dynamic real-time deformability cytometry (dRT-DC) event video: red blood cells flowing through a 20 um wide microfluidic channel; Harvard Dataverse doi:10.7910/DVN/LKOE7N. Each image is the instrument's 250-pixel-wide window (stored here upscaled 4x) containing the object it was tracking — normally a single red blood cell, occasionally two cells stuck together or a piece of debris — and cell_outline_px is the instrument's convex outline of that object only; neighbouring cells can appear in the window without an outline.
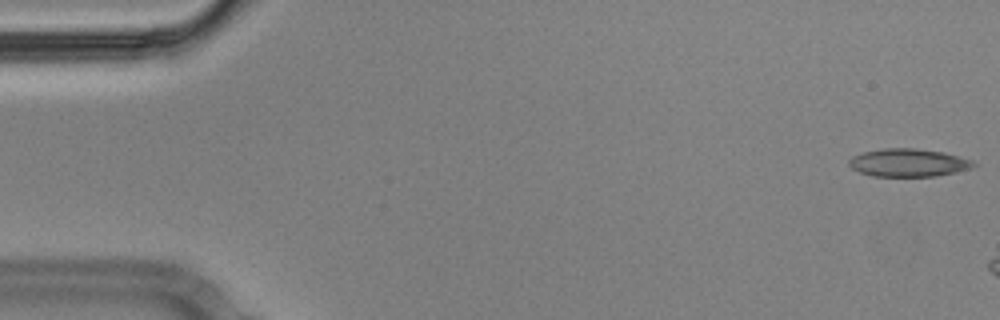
{"species": "Egyptian fruit bat (a non-hibernating species)", "species_latin": "Rousettus aegyptiacus", "temperature_condition": "cold", "stored_images_in_passage": 7, "camera_frame_rate_fps": 3000, "um_per_image_px": 0.085, "animal": {"sex": "male"}, "frame": {"image": 1, "passage_image": 1, "time_ms": 0.0, "image_size_px": [1000, 320], "cell_outline_px": [[976, 164], [972, 168], [956, 172], [936, 176], [872, 176], [860, 172], [852, 168], [848, 164], [848, 160], [852, 156], [864, 152], [884, 148], [916, 148], [944, 152], [972, 160]], "centroid_in_image_um": [77.21, 13.83], "position_along_channel_um": 7.8, "area_um2": 20.29}}